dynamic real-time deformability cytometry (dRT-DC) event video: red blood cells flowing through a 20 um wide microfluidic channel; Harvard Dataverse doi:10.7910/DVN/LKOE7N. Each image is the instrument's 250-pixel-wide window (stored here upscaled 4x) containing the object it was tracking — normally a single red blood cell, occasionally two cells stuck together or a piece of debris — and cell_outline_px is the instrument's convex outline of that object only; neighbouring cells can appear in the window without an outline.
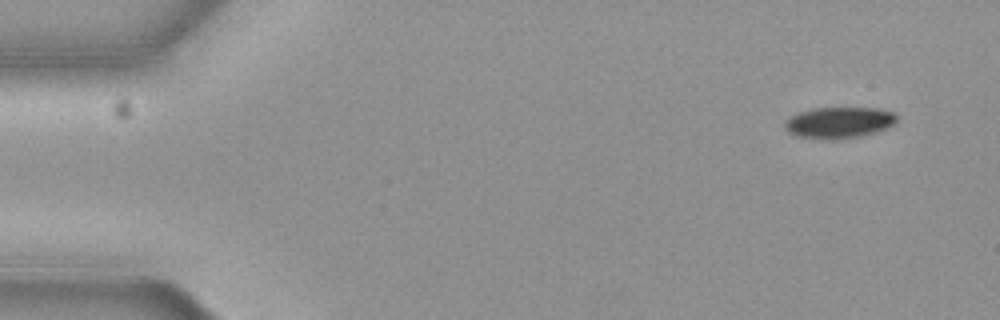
{"species": "common noctule bat (a hibernating species)", "species_latin": "Nyctalus noctula", "temperature_condition": "cold", "stored_images_in_passage": 3, "camera_frame_rate_fps": 3000, "um_per_image_px": 0.085, "animal": {"sex": "female", "body_mass_g": 19.3, "forearm_length_mm": 54.1}, "frame": {"image": 1, "passage_image": 1, "time_ms": 0.0, "image_size_px": [1000, 320], "cell_outline_px": [[896, 120], [892, 124], [884, 128], [860, 136], [796, 136], [788, 132], [784, 128], [784, 120], [800, 112], [816, 108], [880, 108], [892, 112], [896, 116]], "centroid_in_image_um": [71.29, 10.36], "position_along_channel_um": 13.7, "area_um2": 19.19}}
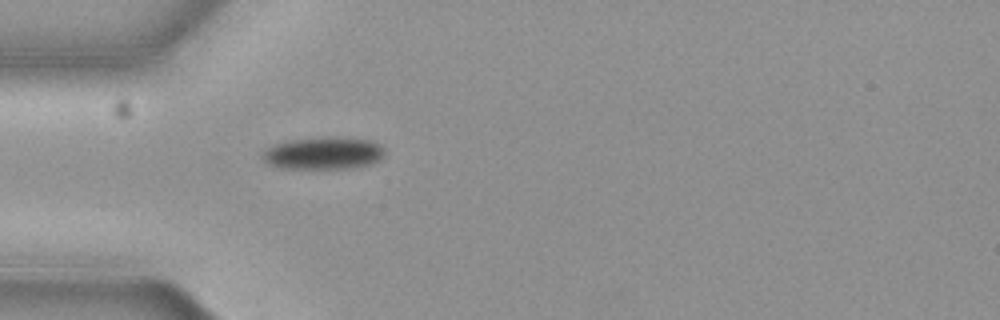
{"frame": {"image": 2, "passage_image": 3, "time_ms": 0.667, "image_size_px": [1000, 320], "cell_outline_px": [[384, 156], [380, 160], [368, 164], [344, 168], [284, 168], [272, 164], [264, 160], [260, 156], [268, 148], [276, 144], [288, 140], [324, 136], [340, 136], [372, 140], [380, 144], [384, 148]], "centroid_in_image_um": [27.54, 12.98], "position_along_channel_um": 57.5, "area_um2": 23.06}}